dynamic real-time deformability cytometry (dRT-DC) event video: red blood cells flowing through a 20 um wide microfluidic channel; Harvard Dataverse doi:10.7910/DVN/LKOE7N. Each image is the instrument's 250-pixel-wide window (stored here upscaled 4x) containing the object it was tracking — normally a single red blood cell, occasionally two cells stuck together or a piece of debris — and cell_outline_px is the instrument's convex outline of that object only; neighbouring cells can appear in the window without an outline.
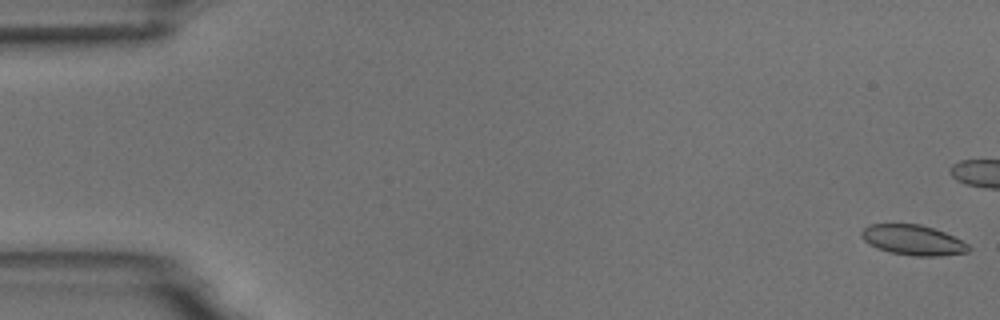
{"species": "common noctule bat (a hibernating species)", "species_latin": "Nyctalus noctula", "temperature_condition": "room temperature", "stored_images_in_passage": 7, "camera_frame_rate_fps": 3000, "um_per_image_px": 0.085, "animal": {"sex": "male", "body_mass_g": 18.8}, "frame": {"image": 1, "passage_image": 1, "time_ms": 0.0, "image_size_px": [1000, 320], "cell_outline_px": [[972, 248], [968, 252], [940, 256], [916, 256], [888, 252], [876, 248], [868, 244], [860, 236], [860, 232], [868, 224], [920, 224], [944, 232], [968, 244]], "centroid_in_image_um": [77.57, 20.41], "position_along_channel_um": 7.4, "area_um2": 18.9}}